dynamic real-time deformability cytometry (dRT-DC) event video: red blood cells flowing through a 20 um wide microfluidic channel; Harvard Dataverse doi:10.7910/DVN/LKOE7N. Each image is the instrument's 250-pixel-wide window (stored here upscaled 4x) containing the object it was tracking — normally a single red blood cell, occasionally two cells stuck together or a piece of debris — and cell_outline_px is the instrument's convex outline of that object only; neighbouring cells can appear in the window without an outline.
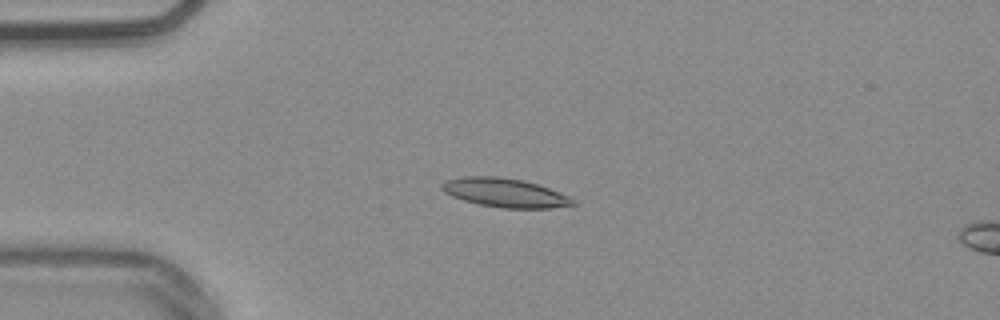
{"species": "common noctule bat (a hibernating species)", "species_latin": "Nyctalus noctula", "temperature_condition": "warm", "stored_images_in_passage": 41, "camera_frame_rate_fps": 3000, "um_per_image_px": 0.085, "animal": {"sex": "male", "body_mass_g": 20.4}, "frame": {"image": 1, "passage_image": 1, "time_ms": 0.0, "image_size_px": [1000, 320], "cell_outline_px": [[576, 204], [548, 208], [500, 208], [480, 204], [464, 200], [452, 196], [444, 192], [440, 188], [440, 184], [444, 180], [464, 176], [496, 176], [520, 180], [536, 184], [548, 188], [568, 196], [576, 200]], "centroid_in_image_um": [42.86, 16.38], "position_along_channel_um": 42.1, "area_um2": 21.91}}
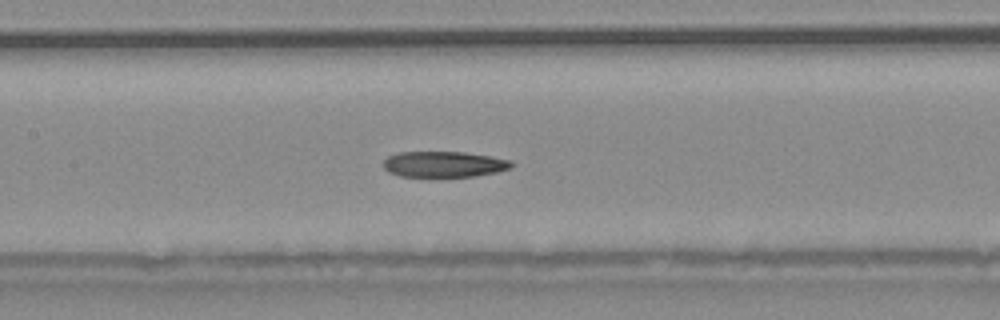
{"frame": {"image": 2, "passage_image": 13, "time_ms": 4.0, "image_size_px": [1000, 320], "cell_outline_px": [[516, 164], [512, 168], [496, 172], [476, 176], [400, 176], [388, 172], [384, 168], [384, 160], [388, 156], [400, 152], [464, 152], [512, 160]], "centroid_in_image_um": [37.77, 13.96], "position_along_channel_um": 169.6, "area_um2": 19.25}}
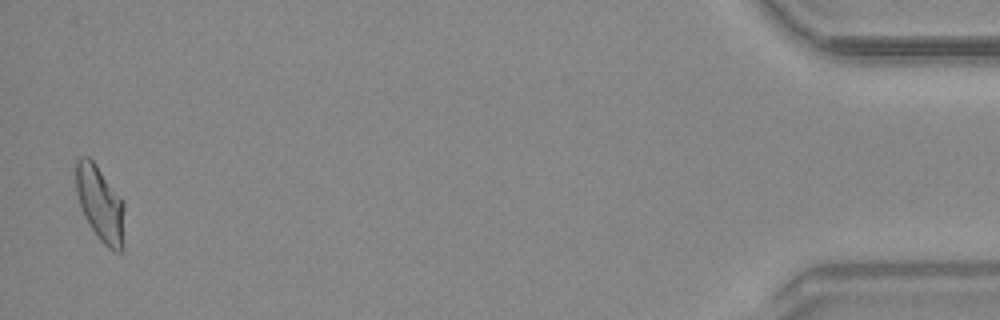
{"frame": {"image": 3, "passage_image": 40, "time_ms": 13.0, "image_size_px": [1000, 320], "cell_outline_px": [[124, 248], [120, 252], [116, 252], [108, 248], [100, 240], [84, 216], [76, 192], [76, 160], [80, 156], [88, 156], [96, 164], [120, 196], [124, 204]], "centroid_in_image_um": [8.53, 17.33], "position_along_channel_um": 426.7, "area_um2": 21.39}, "authors_computed_cell_mechanics": {"area_um2": 21.0392, "velocity_mm_per_s": 3.8348, "shape_relaxation_time_tau1_ms": null, "shape_relaxation_time_tau2_ms": 4.6449, "deformation_change_tau1": null, "deformation_change_tau2": 0.1349}}